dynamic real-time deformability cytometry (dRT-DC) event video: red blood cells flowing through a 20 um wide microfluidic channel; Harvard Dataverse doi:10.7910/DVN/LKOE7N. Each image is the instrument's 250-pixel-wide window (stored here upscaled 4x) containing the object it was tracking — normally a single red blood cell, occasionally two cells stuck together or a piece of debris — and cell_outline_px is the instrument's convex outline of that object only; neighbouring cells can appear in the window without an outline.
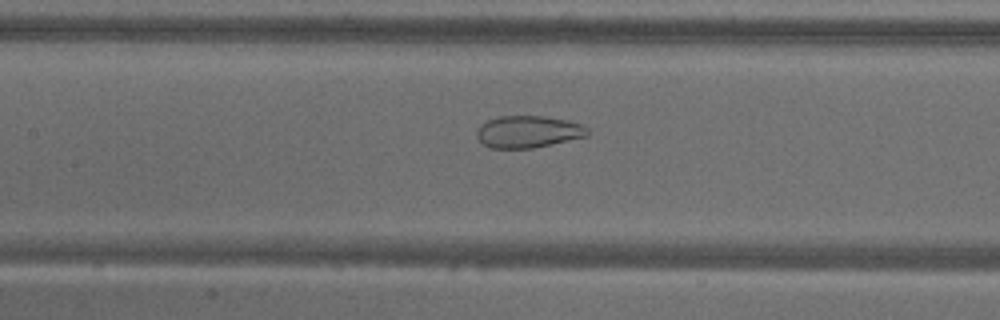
{"species": "common noctule bat (a hibernating species)", "species_latin": "Nyctalus noctula", "temperature_condition": "warm", "stored_images_in_passage": 37, "camera_frame_rate_fps": 3000, "um_per_image_px": 0.085, "animal": {"sex": "male", "body_mass_g": 18.8}, "frame": {"image": 1, "passage_image": 8, "time_ms": 2.333, "image_size_px": [1000, 320], "cell_outline_px": [[588, 136], [552, 144], [532, 148], [492, 148], [484, 144], [476, 136], [476, 132], [480, 124], [488, 120], [500, 116], [544, 116], [568, 120], [580, 124], [588, 128]], "centroid_in_image_um": [44.89, 11.19], "position_along_channel_um": 162.5, "area_um2": 20.63}}
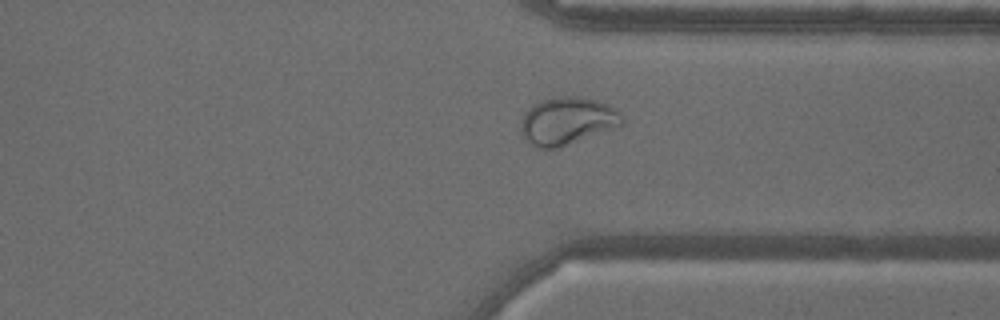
{"frame": {"image": 2, "passage_image": 24, "time_ms": 7.667, "image_size_px": [1000, 320], "cell_outline_px": [[624, 120], [620, 124], [560, 148], [536, 148], [524, 136], [520, 128], [520, 124], [524, 112], [532, 104], [540, 100], [564, 96], [572, 96], [596, 100], [608, 104], [616, 108], [620, 112]], "centroid_in_image_um": [48.17, 10.27], "position_along_channel_um": 363.2, "area_um2": 27.69}}
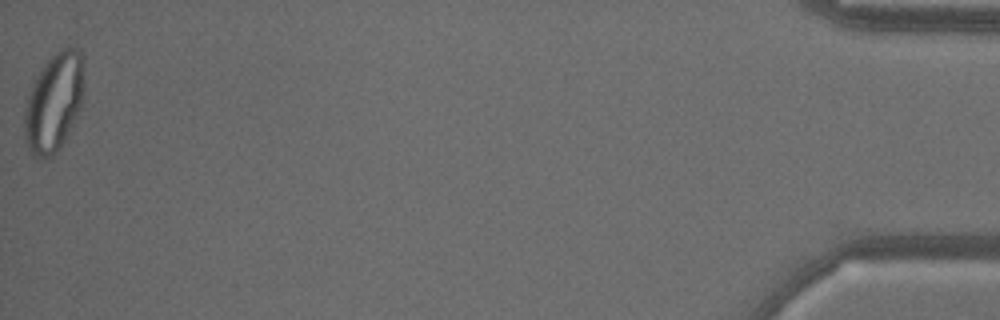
{"frame": {"image": 3, "passage_image": 37, "time_ms": 12.0, "image_size_px": [1000, 320], "cell_outline_px": [[84, 92], [80, 108], [64, 140], [56, 152], [52, 156], [44, 160], [36, 160], [32, 156], [24, 140], [24, 100], [36, 76], [44, 64], [56, 52], [68, 44], [76, 48], [80, 52], [84, 60]], "centroid_in_image_um": [4.56, 8.7], "position_along_channel_um": 430.6, "area_um2": 35.03}}